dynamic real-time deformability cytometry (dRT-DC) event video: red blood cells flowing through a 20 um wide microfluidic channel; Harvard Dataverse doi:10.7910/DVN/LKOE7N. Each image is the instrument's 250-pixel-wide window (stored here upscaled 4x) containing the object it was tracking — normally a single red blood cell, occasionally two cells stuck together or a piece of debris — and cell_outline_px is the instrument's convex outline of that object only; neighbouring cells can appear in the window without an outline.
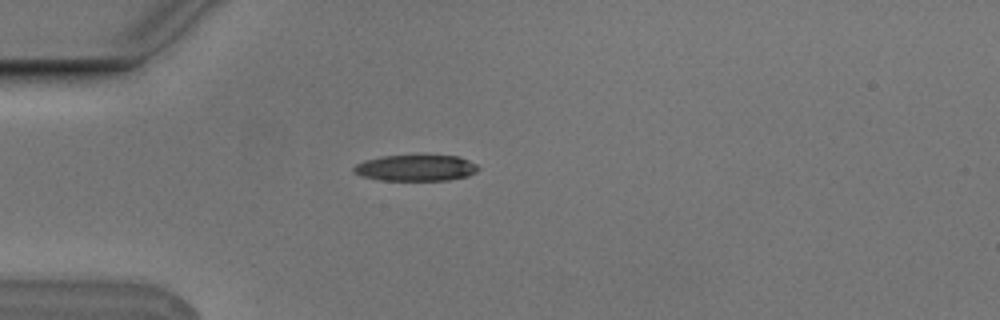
{"species": "Egyptian fruit bat (a non-hibernating species)", "species_latin": "Rousettus aegyptiacus", "temperature_condition": "cold", "stored_images_in_passage": 3, "camera_frame_rate_fps": 3000, "um_per_image_px": 0.085, "animal": {"sex": "male"}, "frame": {"image": 1, "passage_image": 1, "time_ms": 0.0, "image_size_px": [1000, 320], "cell_outline_px": [[480, 168], [476, 172], [468, 176], [448, 180], [380, 180], [360, 176], [352, 172], [352, 168], [356, 164], [364, 160], [380, 156], [460, 156], [476, 164]], "centroid_in_image_um": [35.31, 14.28], "position_along_channel_um": 49.7, "area_um2": 19.02}}